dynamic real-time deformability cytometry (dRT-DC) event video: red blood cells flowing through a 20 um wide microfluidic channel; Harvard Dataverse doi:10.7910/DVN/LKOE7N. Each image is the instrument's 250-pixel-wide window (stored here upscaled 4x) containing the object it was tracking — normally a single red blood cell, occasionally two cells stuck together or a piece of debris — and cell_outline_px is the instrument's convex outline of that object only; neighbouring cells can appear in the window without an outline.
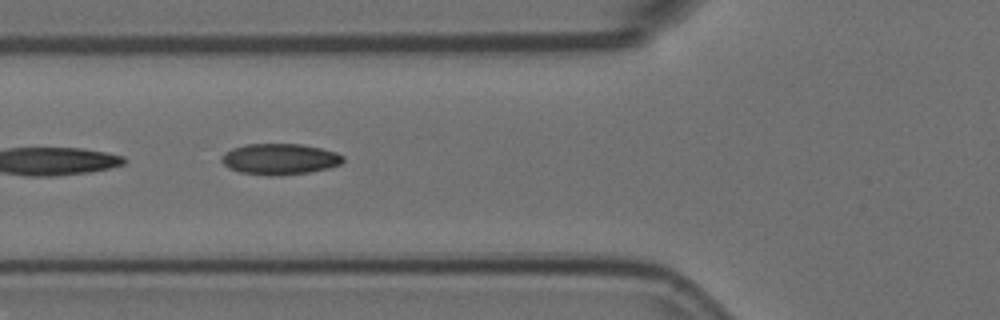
{"species": "Egyptian fruit bat (a non-hibernating species)", "species_latin": "Rousettus aegyptiacus", "temperature_condition": "room temperature", "stored_images_in_passage": 9, "camera_frame_rate_fps": 3000, "um_per_image_px": 0.085, "animal": {"sex": "female"}, "frame": {"image": 1, "passage_image": 6, "time_ms": 1.667, "image_size_px": [1000, 320], "cell_outline_px": [[344, 160], [340, 164], [328, 168], [308, 172], [280, 176], [268, 176], [240, 172], [228, 168], [220, 160], [224, 152], [232, 148], [244, 144], [300, 144], [320, 148], [336, 152], [344, 156]], "centroid_in_image_um": [23.75, 13.52], "position_along_channel_um": 102.0, "area_um2": 22.08}}
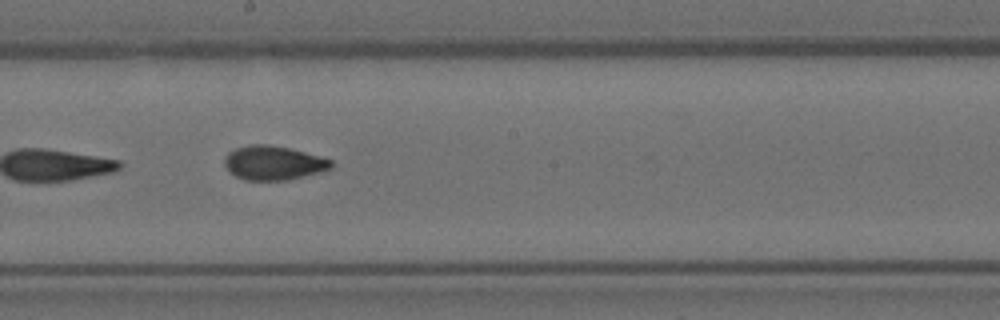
{"frame": {"image": 2, "passage_image": 9, "time_ms": 2.667, "image_size_px": [1000, 320], "cell_outline_px": [[332, 168], [320, 172], [288, 180], [244, 180], [228, 172], [224, 164], [224, 156], [228, 152], [236, 148], [252, 144], [268, 144], [288, 148], [320, 156], [332, 160]], "centroid_in_image_um": [23.21, 13.85], "position_along_channel_um": 225.0, "area_um2": 21.27}}